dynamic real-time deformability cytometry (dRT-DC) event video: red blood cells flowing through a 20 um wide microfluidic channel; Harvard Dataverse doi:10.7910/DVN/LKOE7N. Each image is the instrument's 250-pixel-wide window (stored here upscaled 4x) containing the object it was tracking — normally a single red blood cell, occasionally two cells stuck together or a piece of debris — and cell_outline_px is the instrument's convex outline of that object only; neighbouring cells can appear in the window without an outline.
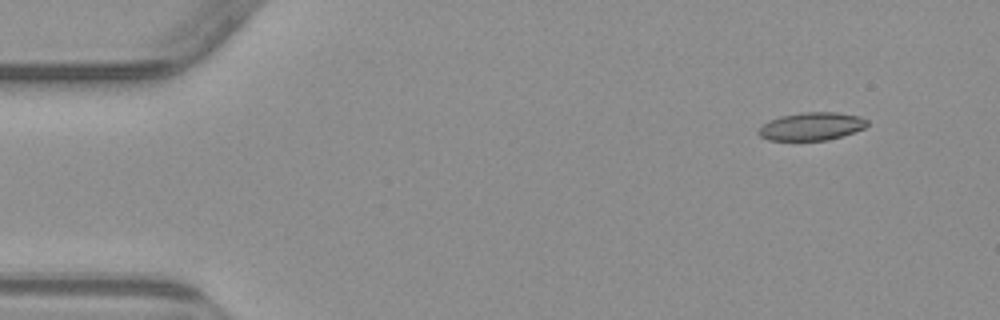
{"species": "common noctule bat (a hibernating species)", "species_latin": "Nyctalus noctula", "temperature_condition": "warm", "stored_images_in_passage": 4, "camera_frame_rate_fps": 3000, "um_per_image_px": 0.085, "animal": {"sex": "male", "body_mass_g": 23.1, "forearm_length_mm": 52.7}, "frame": {"image": 1, "passage_image": 1, "time_ms": 0.0, "image_size_px": [1000, 320], "cell_outline_px": [[868, 124], [864, 128], [828, 140], [768, 140], [760, 136], [756, 132], [768, 120], [780, 116], [804, 112], [836, 112], [860, 116], [868, 120]], "centroid_in_image_um": [68.97, 10.73], "position_along_channel_um": 16.0, "area_um2": 17.63}}
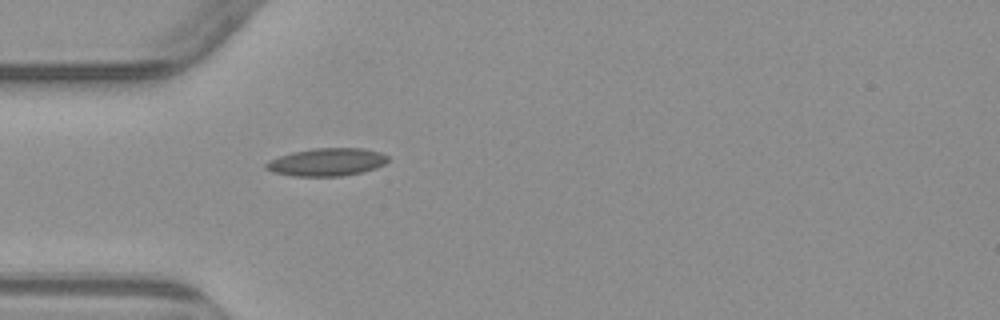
{"frame": {"image": 2, "passage_image": 4, "time_ms": 3.667, "image_size_px": [1000, 320], "cell_outline_px": [[388, 160], [384, 164], [376, 168], [360, 172], [340, 176], [292, 176], [272, 172], [264, 168], [264, 164], [268, 160], [292, 152], [312, 148], [364, 148], [380, 152], [388, 156]], "centroid_in_image_um": [27.74, 13.77], "position_along_channel_um": 57.3, "area_um2": 19.83}}